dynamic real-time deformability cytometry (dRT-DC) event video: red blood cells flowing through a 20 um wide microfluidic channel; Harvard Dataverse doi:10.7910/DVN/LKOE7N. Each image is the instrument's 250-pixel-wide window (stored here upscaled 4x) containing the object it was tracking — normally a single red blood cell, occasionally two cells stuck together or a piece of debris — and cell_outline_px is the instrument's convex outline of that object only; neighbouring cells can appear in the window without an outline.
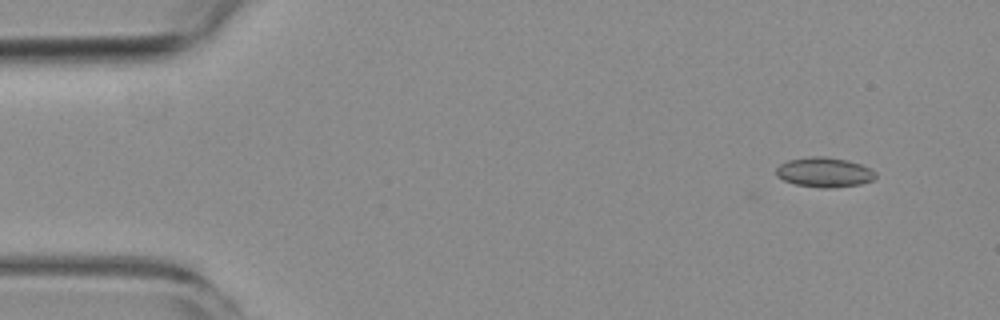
{"species": "common noctule bat (a hibernating species)", "species_latin": "Nyctalus noctula", "temperature_condition": "room temperature", "stored_images_in_passage": 3, "camera_frame_rate_fps": 3000, "um_per_image_px": 0.085, "animal": {"sex": "female", "body_mass_g": 19.3, "forearm_length_mm": 54.1}, "frame": {"image": 1, "passage_image": 3, "time_ms": 2.333, "image_size_px": [1000, 320], "cell_outline_px": [[876, 176], [872, 180], [860, 184], [832, 188], [820, 188], [796, 184], [784, 180], [776, 176], [776, 168], [780, 164], [788, 160], [808, 156], [824, 156], [848, 160], [860, 164], [876, 172]], "centroid_in_image_um": [70.05, 14.64], "position_along_channel_um": 15.0, "area_um2": 17.28}}